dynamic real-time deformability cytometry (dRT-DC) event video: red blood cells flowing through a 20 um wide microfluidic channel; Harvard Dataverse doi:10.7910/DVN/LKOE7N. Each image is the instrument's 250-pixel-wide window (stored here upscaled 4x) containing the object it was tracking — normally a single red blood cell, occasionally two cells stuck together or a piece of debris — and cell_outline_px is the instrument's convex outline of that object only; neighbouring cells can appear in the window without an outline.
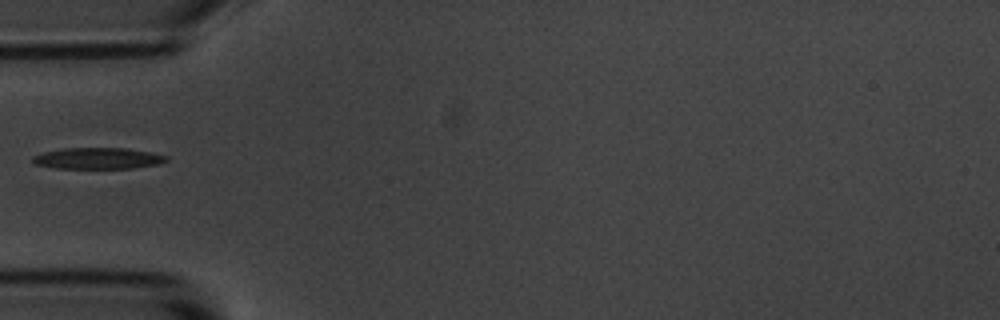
{"species": "common noctule bat (a hibernating species)", "species_latin": "Nyctalus noctula", "temperature_condition": "room temperature", "stored_images_in_passage": 6, "camera_frame_rate_fps": 3000, "um_per_image_px": 0.085, "animal": {"sex": "male", "body_mass_g": 20.1, "forearm_length_mm": 53.5}, "frame": {"image": 1, "passage_image": 6, "time_ms": 5.667, "image_size_px": [1000, 320], "cell_outline_px": [[168, 160], [156, 164], [132, 168], [56, 168], [36, 164], [32, 160], [32, 156], [44, 152], [64, 148], [124, 148], [148, 152], [168, 156]], "centroid_in_image_um": [8.29, 13.45], "position_along_channel_um": 76.7, "area_um2": 16.3}}